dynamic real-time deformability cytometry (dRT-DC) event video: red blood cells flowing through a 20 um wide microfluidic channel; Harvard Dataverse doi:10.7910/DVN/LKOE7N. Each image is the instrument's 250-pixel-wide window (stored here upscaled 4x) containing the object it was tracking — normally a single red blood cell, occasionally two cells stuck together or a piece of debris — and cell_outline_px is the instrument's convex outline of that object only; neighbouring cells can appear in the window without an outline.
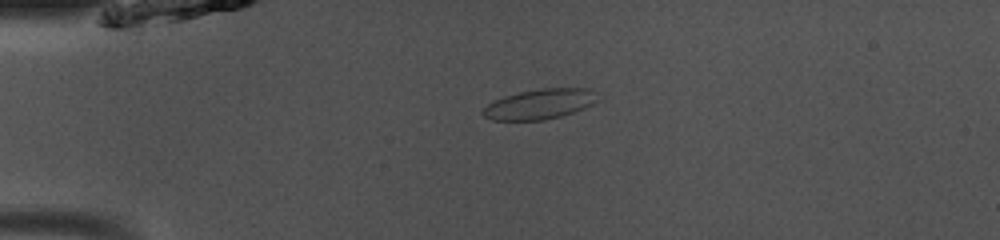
{"species": "common noctule bat (a hibernating species)", "species_latin": "Nyctalus noctula", "temperature_condition": "room temperature", "stored_images_in_passage": 38, "camera_frame_rate_fps": 3000, "um_per_image_px": 0.085, "animal": {"sex": "male", "body_mass_g": 13.0, "forearm_length_mm": 53.1}, "frame": {"image": 1, "passage_image": 1, "time_ms": 0.0, "image_size_px": [1000, 240], "cell_outline_px": [[596, 100], [592, 104], [584, 108], [560, 116], [544, 120], [492, 120], [484, 116], [480, 112], [488, 104], [504, 96], [520, 92], [540, 88], [588, 88], [592, 92]], "centroid_in_image_um": [45.82, 8.85], "position_along_channel_um": 39.2, "area_um2": 19.77}}
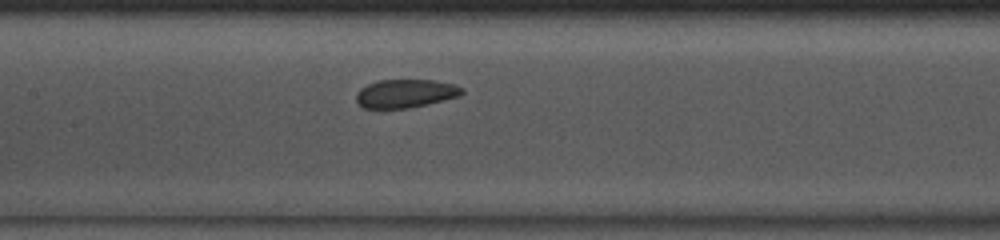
{"frame": {"image": 2, "passage_image": 13, "time_ms": 4.0, "image_size_px": [1000, 240], "cell_outline_px": [[464, 92], [460, 96], [428, 104], [408, 108], [364, 108], [356, 100], [356, 92], [360, 88], [368, 84], [380, 80], [436, 80], [452, 84], [464, 88]], "centroid_in_image_um": [34.48, 7.94], "position_along_channel_um": 172.9, "area_um2": 17.51}}
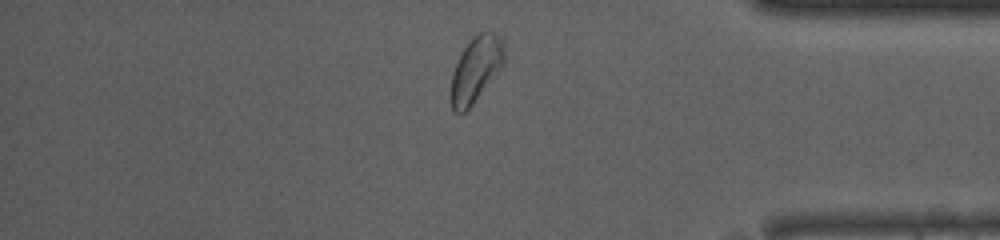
{"frame": {"image": 3, "passage_image": 31, "time_ms": 10.0, "image_size_px": [1000, 240], "cell_outline_px": [[504, 68], [472, 104], [464, 112], [452, 112], [452, 72], [464, 48], [472, 36], [480, 32], [496, 32], [504, 40]], "centroid_in_image_um": [40.51, 5.85], "position_along_channel_um": 394.7, "area_um2": 20.46}, "authors_computed_cell_mechanics": {"area_um2": 18.5827, "velocity_mm_per_s": 4.0388, "shape_relaxation_time_tau1_ms": 4.0914, "shape_relaxation_time_tau2_ms": 2.3045, "deformation_change_tau1": 0.0545, "deformation_change_tau2": 0.0638}}